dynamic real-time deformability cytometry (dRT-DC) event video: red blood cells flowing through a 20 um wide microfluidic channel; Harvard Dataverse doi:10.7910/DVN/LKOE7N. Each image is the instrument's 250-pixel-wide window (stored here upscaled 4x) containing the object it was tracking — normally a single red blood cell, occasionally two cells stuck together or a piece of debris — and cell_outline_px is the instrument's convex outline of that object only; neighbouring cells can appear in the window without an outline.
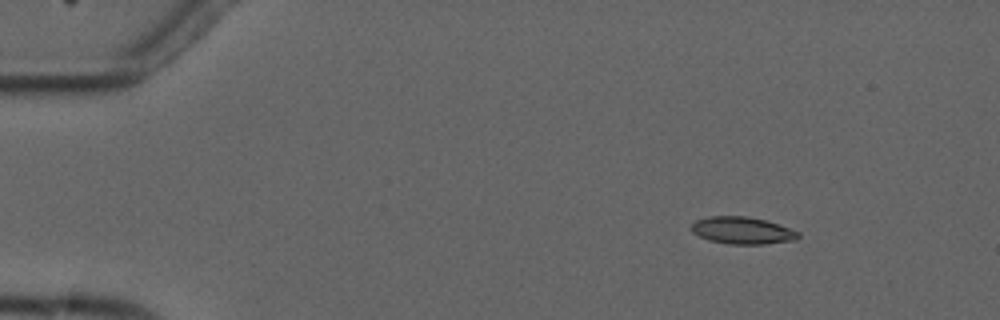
{"species": "common noctule bat (a hibernating species)", "species_latin": "Nyctalus noctula", "temperature_condition": "cold", "stored_images_in_passage": 6, "camera_frame_rate_fps": 3000, "um_per_image_px": 0.085, "animal": {"sex": "male", "forearm_length_mm": 52.5}, "frame": {"image": 1, "passage_image": 2, "time_ms": 1.333, "image_size_px": [1000, 320], "cell_outline_px": [[800, 236], [796, 240], [764, 244], [728, 244], [708, 240], [692, 232], [692, 224], [696, 220], [708, 216], [748, 216], [764, 220], [800, 232]], "centroid_in_image_um": [63.09, 19.59], "position_along_channel_um": 21.9, "area_um2": 16.82}}
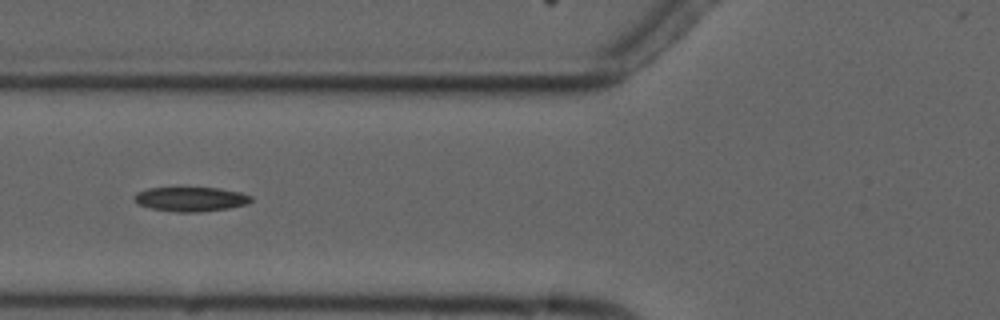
{"frame": {"image": 2, "passage_image": 5, "time_ms": 6.0, "image_size_px": [1000, 320], "cell_outline_px": [[252, 200], [248, 204], [228, 208], [200, 212], [176, 212], [152, 208], [140, 204], [132, 196], [136, 192], [148, 188], [220, 188], [240, 192], [252, 196]], "centroid_in_image_um": [16.24, 16.92], "position_along_channel_um": 109.6, "area_um2": 16.53}}
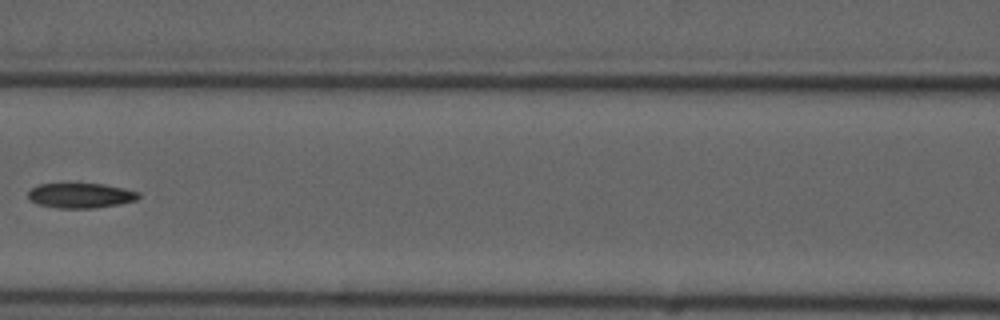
{"frame": {"image": 3, "passage_image": 6, "time_ms": 7.333, "image_size_px": [1000, 320], "cell_outline_px": [[140, 196], [136, 200], [120, 204], [96, 208], [60, 208], [40, 204], [28, 200], [28, 192], [32, 188], [40, 184], [60, 180], [104, 184], [124, 188], [140, 192]], "centroid_in_image_um": [6.83, 16.56], "position_along_channel_um": 159.8, "area_um2": 16.94}}